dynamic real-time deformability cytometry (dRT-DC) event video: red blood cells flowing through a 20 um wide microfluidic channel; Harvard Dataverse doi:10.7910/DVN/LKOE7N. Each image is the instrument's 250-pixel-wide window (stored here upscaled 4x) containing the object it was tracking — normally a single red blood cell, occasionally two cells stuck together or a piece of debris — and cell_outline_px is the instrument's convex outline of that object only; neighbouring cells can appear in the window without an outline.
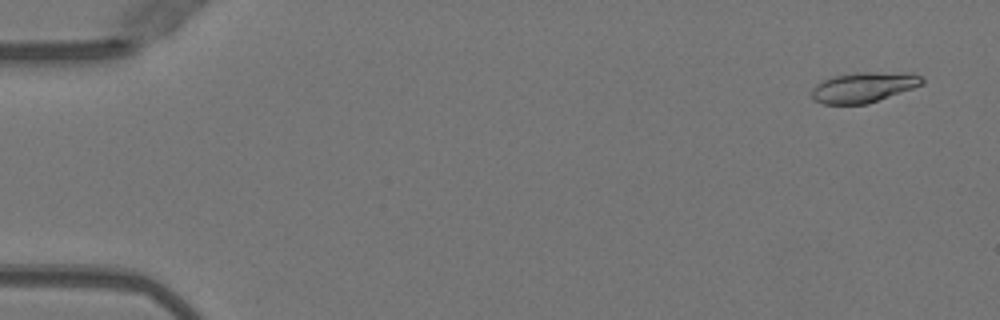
{"species": "Egyptian fruit bat (a non-hibernating species)", "species_latin": "Rousettus aegyptiacus", "temperature_condition": "warm", "stored_images_in_passage": 52, "segment_of_instrument_passage": [1, 2], "camera_frame_rate_fps": 3000, "um_per_image_px": 0.085, "animal": {"sex": "female"}, "frame": {"image": 1, "passage_image": 3, "time_ms": 0.667, "image_size_px": [1000, 320], "cell_outline_px": [[924, 84], [868, 104], [824, 104], [812, 100], [812, 88], [816, 84], [832, 76], [856, 72], [912, 72], [920, 76], [924, 80]], "centroid_in_image_um": [73.42, 7.41], "position_along_channel_um": 11.6, "area_um2": 19.71}}
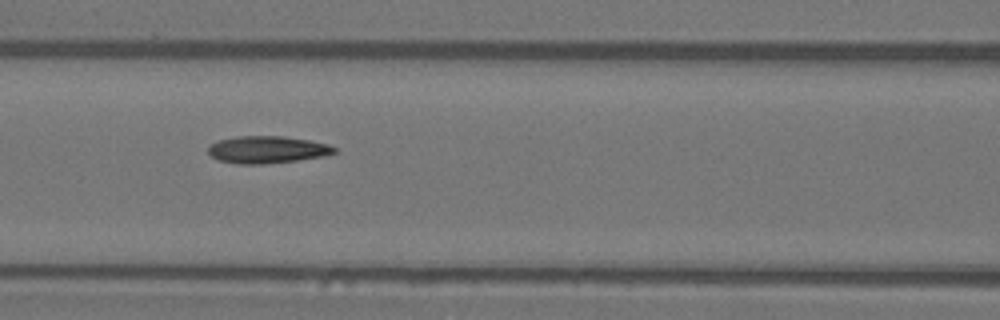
{"frame": {"image": 2, "passage_image": 23, "time_ms": 7.333, "image_size_px": [1000, 320], "cell_outline_px": [[336, 152], [324, 156], [296, 160], [264, 164], [240, 164], [216, 160], [208, 152], [208, 148], [212, 144], [220, 140], [236, 136], [284, 136], [308, 140], [328, 144], [336, 148]], "centroid_in_image_um": [22.7, 12.72], "position_along_channel_um": 143.9, "area_um2": 19.88}}
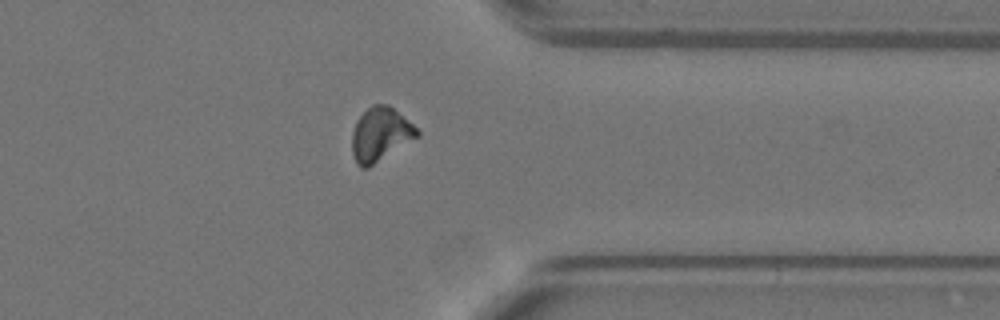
{"frame": {"image": 3, "passage_image": 41, "time_ms": 13.333, "image_size_px": [1000, 320], "cell_outline_px": [[420, 136], [368, 168], [360, 168], [356, 164], [352, 152], [352, 132], [356, 120], [372, 104], [388, 104], [412, 124], [420, 132]], "centroid_in_image_um": [32.31, 11.44], "position_along_channel_um": 379.1, "area_um2": 20.4}}